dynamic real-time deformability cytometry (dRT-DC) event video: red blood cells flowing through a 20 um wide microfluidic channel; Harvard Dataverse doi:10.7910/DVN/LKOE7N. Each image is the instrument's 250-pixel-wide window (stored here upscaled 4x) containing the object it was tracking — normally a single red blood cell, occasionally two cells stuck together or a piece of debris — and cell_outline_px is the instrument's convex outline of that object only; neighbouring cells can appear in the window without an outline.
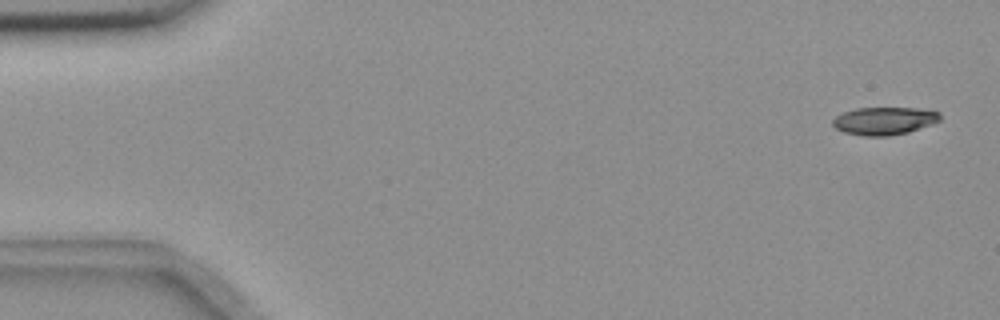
{"species": "common noctule bat (a hibernating species)", "species_latin": "Nyctalus noctula", "temperature_condition": "room temperature", "stored_images_in_passage": 56, "camera_frame_rate_fps": 3000, "um_per_image_px": 0.085, "animal": {"sex": "female", "body_mass_g": 18.4}, "frame": {"image": 1, "passage_image": 2, "time_ms": 0.333, "image_size_px": [1000, 320], "cell_outline_px": [[940, 120], [932, 124], [908, 132], [888, 136], [864, 136], [844, 132], [836, 128], [832, 124], [832, 120], [836, 116], [844, 112], [856, 108], [916, 108], [940, 112]], "centroid_in_image_um": [75.15, 10.27], "position_along_channel_um": 9.8, "area_um2": 17.28}}
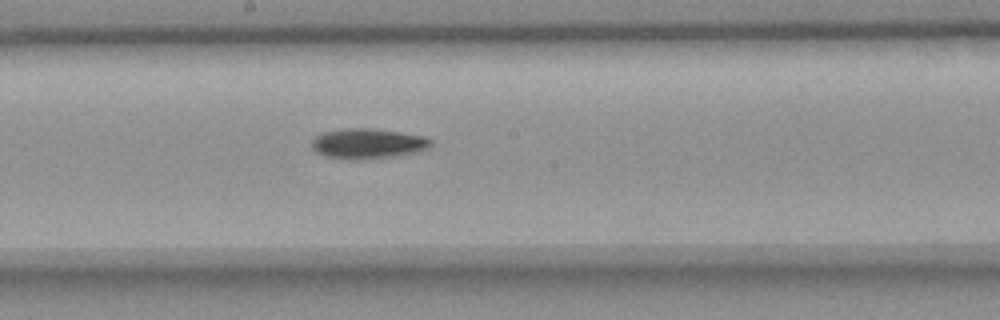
{"frame": {"image": 2, "passage_image": 30, "time_ms": 9.667, "image_size_px": [1000, 320], "cell_outline_px": [[432, 144], [428, 148], [416, 152], [392, 156], [360, 160], [356, 160], [324, 156], [316, 152], [312, 148], [312, 140], [316, 136], [324, 132], [348, 128], [368, 128], [400, 132], [424, 136], [432, 140]], "centroid_in_image_um": [31.26, 12.21], "position_along_channel_um": 216.9, "area_um2": 20.81}}
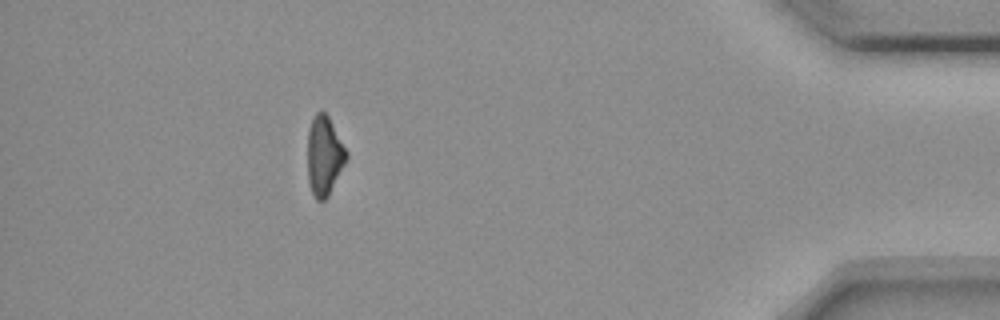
{"frame": {"image": 3, "passage_image": 50, "time_ms": 16.333, "image_size_px": [1000, 320], "cell_outline_px": [[348, 156], [328, 196], [324, 200], [316, 200], [308, 184], [308, 128], [316, 112], [324, 112], [328, 116], [348, 152]], "centroid_in_image_um": [27.55, 13.24], "position_along_channel_um": 407.6, "area_um2": 17.74}, "authors_computed_cell_mechanics": {"area_um2": 19.2474, "velocity_mm_per_s": 3.6453, "shape_relaxation_time_tau1_ms": 5.8292, "shape_relaxation_time_tau2_ms": null, "deformation_change_tau1": 0.1573, "deformation_change_tau2": null}}